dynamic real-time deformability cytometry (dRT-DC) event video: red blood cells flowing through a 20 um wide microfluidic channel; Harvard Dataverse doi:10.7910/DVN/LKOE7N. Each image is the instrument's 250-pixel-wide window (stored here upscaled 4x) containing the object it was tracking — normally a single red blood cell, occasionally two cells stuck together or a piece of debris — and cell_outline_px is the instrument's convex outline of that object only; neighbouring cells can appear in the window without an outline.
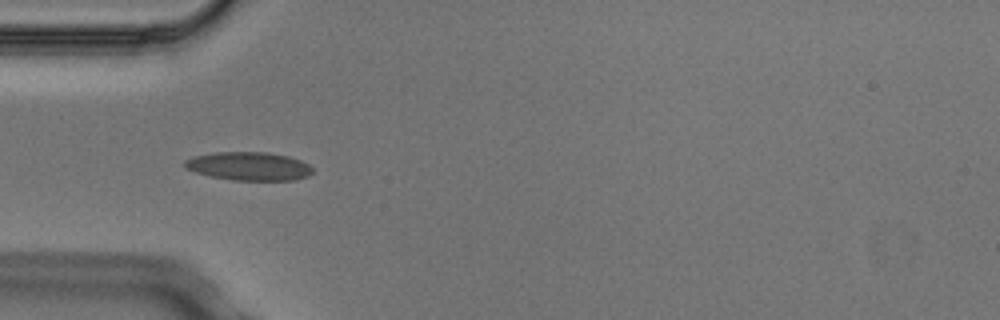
{"species": "Egyptian fruit bat (a non-hibernating species)", "species_latin": "Rousettus aegyptiacus", "temperature_condition": "cold", "stored_images_in_passage": 5, "camera_frame_rate_fps": 3000, "um_per_image_px": 0.085, "animal": {"sex": "male"}, "frame": {"image": 1, "passage_image": 3, "time_ms": 0.667, "image_size_px": [1000, 320], "cell_outline_px": [[312, 172], [308, 176], [292, 180], [232, 180], [212, 176], [196, 172], [184, 168], [184, 160], [192, 156], [216, 152], [268, 152], [288, 156], [300, 160], [308, 164], [312, 168]], "centroid_in_image_um": [21.13, 14.12], "position_along_channel_um": 63.9, "area_um2": 21.15}}
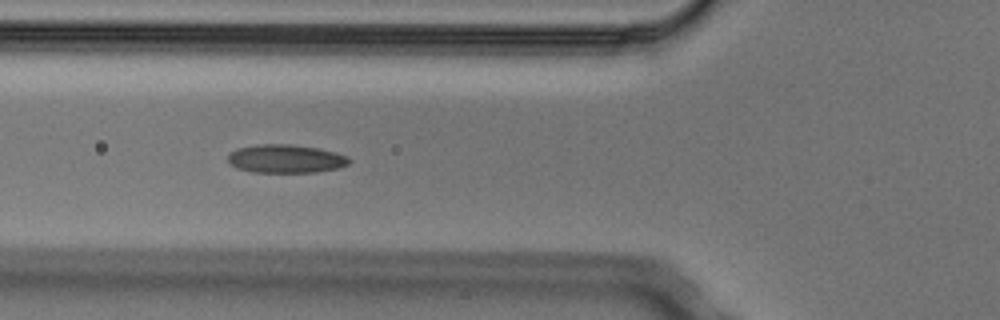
{"frame": {"image": 2, "passage_image": 4, "time_ms": 1.0, "image_size_px": [1000, 320], "cell_outline_px": [[352, 160], [348, 164], [340, 168], [316, 172], [252, 172], [236, 168], [228, 164], [228, 156], [236, 148], [256, 144], [288, 144], [320, 148], [336, 152], [348, 156]], "centroid_in_image_um": [24.3, 13.49], "position_along_channel_um": 101.5, "area_um2": 20.35}}
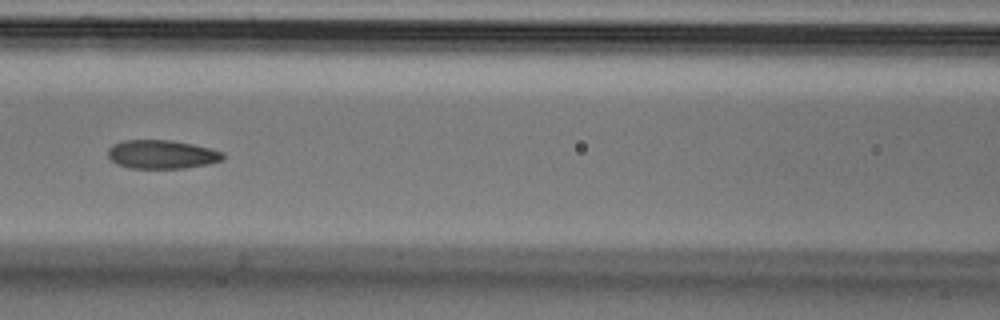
{"frame": {"image": 3, "passage_image": 5, "time_ms": 1.333, "image_size_px": [1000, 320], "cell_outline_px": [[224, 160], [208, 164], [184, 168], [128, 168], [116, 164], [108, 156], [108, 148], [112, 144], [124, 140], [172, 140], [192, 144], [224, 152]], "centroid_in_image_um": [13.74, 13.12], "position_along_channel_um": 152.9, "area_um2": 19.31}}